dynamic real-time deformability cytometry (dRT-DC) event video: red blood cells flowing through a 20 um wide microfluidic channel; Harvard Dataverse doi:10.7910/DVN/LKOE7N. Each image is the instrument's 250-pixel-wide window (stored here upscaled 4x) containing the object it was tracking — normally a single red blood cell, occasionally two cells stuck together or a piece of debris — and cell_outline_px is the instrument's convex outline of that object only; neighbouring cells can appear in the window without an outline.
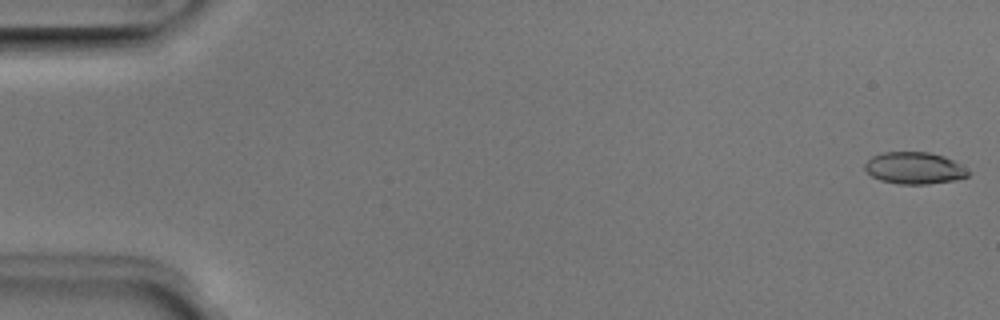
{"species": "Egyptian fruit bat (a non-hibernating species)", "species_latin": "Rousettus aegyptiacus", "temperature_condition": "room temperature", "stored_images_in_passage": 50, "camera_frame_rate_fps": 3000, "um_per_image_px": 0.085, "animal": {"sex": "male"}, "frame": {"image": 1, "passage_image": 1, "time_ms": 0.0, "image_size_px": [1000, 320], "cell_outline_px": [[972, 172], [968, 176], [956, 180], [928, 184], [896, 184], [880, 180], [872, 176], [864, 168], [864, 164], [872, 156], [884, 152], [928, 152], [944, 156], [960, 164]], "centroid_in_image_um": [77.74, 14.29], "position_along_channel_um": 7.3, "area_um2": 19.31}}
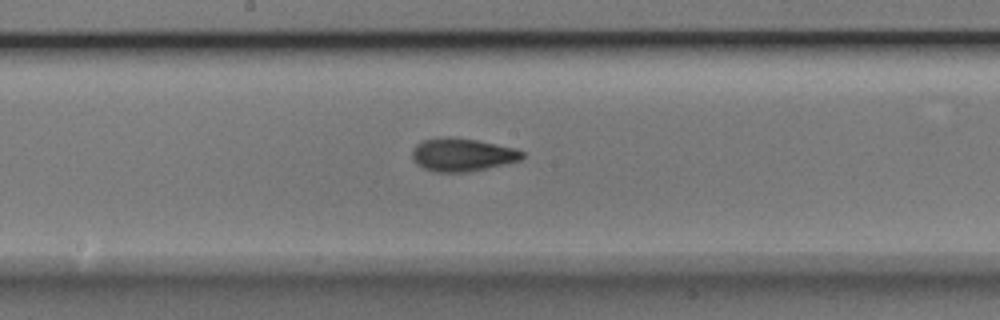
{"frame": {"image": 2, "passage_image": 27, "time_ms": 8.667, "image_size_px": [1000, 320], "cell_outline_px": [[524, 156], [520, 160], [504, 164], [468, 172], [436, 172], [424, 168], [416, 164], [412, 160], [412, 148], [416, 144], [424, 140], [444, 136], [476, 140], [516, 148], [524, 152]], "centroid_in_image_um": [39.26, 13.15], "position_along_channel_um": 208.9, "area_um2": 21.21}}
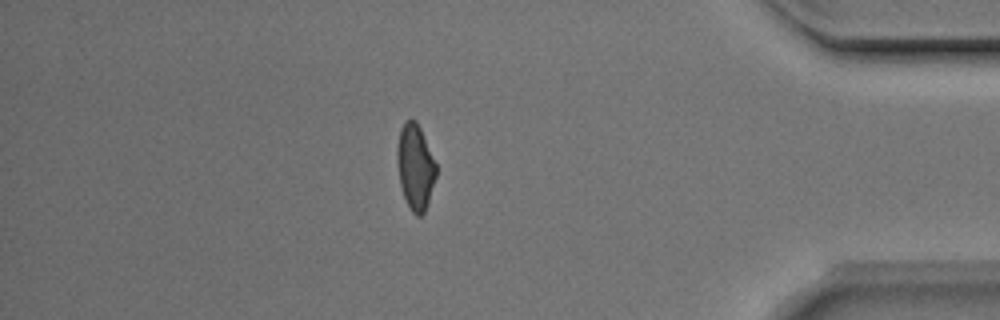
{"frame": {"image": 3, "passage_image": 44, "time_ms": 14.333, "image_size_px": [1000, 320], "cell_outline_px": [[436, 176], [424, 212], [420, 216], [416, 216], [412, 212], [400, 188], [396, 160], [396, 148], [400, 128], [404, 120], [416, 120], [420, 128], [436, 164]], "centroid_in_image_um": [35.26, 14.16], "position_along_channel_um": 399.9, "area_um2": 19.36}, "authors_computed_cell_mechanics": {"area_um2": 19.941, "velocity_mm_per_s": 4.0107, "shape_relaxation_time_tau1_ms": 6.065, "shape_relaxation_time_tau2_ms": 2.1501, "deformation_change_tau1": 0.1963, "deformation_change_tau2": 0.084}}